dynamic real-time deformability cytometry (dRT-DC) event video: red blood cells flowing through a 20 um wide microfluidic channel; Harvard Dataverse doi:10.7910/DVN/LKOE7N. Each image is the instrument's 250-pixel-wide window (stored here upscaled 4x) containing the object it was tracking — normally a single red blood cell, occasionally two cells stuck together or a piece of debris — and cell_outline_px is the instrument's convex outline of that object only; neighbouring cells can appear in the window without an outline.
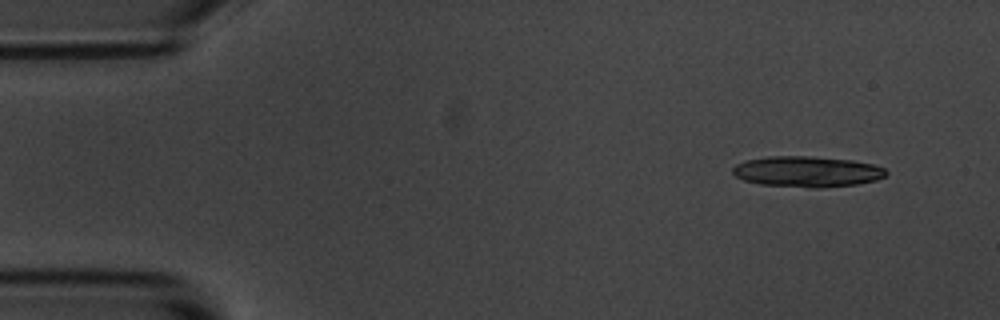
{"species": "common noctule bat (a hibernating species)", "species_latin": "Nyctalus noctula", "temperature_condition": "room temperature", "stored_images_in_passage": 4, "camera_frame_rate_fps": 3000, "um_per_image_px": 0.085, "animal": {"sex": "male", "body_mass_g": 20.1, "forearm_length_mm": 53.5}, "frame": {"image": 1, "passage_image": 1, "time_ms": 0.0, "image_size_px": [1000, 320], "cell_outline_px": [[888, 172], [884, 176], [876, 180], [856, 184], [820, 188], [812, 188], [760, 184], [744, 180], [736, 176], [732, 172], [732, 168], [736, 164], [744, 160], [768, 156], [812, 156], [852, 160], [872, 164], [884, 168]], "centroid_in_image_um": [68.58, 14.58], "position_along_channel_um": 16.4, "area_um2": 27.57}}